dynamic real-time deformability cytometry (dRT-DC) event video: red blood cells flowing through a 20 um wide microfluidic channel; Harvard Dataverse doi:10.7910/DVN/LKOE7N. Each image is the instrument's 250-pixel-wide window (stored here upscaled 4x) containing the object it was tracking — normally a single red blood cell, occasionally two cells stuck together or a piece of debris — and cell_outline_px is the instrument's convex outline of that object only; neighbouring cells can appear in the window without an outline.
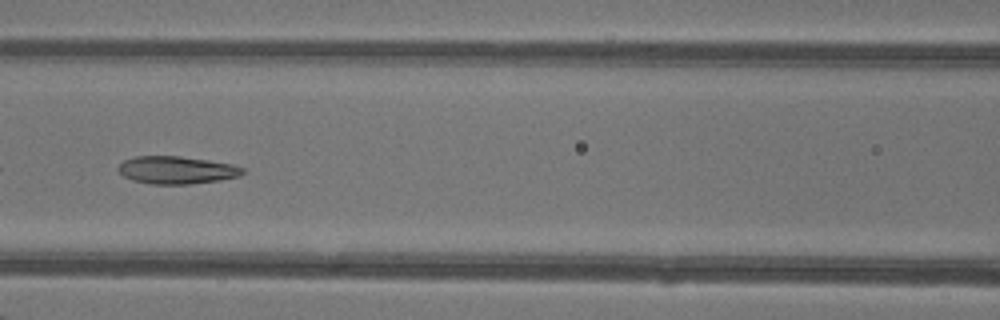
{"species": "common noctule bat (a hibernating species)", "species_latin": "Nyctalus noctula", "temperature_condition": "warm", "stored_images_in_passage": 47, "camera_frame_rate_fps": 3000, "um_per_image_px": 0.085, "animal": {"sex": "female"}, "frame": {"image": 1, "passage_image": 21, "time_ms": 6.667, "image_size_px": [1000, 320], "cell_outline_px": [[244, 172], [240, 176], [220, 180], [188, 184], [152, 184], [132, 180], [124, 176], [116, 168], [124, 160], [136, 156], [180, 156], [208, 160], [232, 164], [244, 168]], "centroid_in_image_um": [15.01, 14.45], "position_along_channel_um": 151.6, "area_um2": 20.0}, "authors_computed_cell_mechanics": {"area_um2": 22.542, "velocity_mm_per_s": 4.3443, "shape_relaxation_time_tau1_ms": 8.8101, "shape_relaxation_time_tau2_ms": 1.809, "deformation_change_tau1": 0.2705, "deformation_change_tau2": 0.101}}